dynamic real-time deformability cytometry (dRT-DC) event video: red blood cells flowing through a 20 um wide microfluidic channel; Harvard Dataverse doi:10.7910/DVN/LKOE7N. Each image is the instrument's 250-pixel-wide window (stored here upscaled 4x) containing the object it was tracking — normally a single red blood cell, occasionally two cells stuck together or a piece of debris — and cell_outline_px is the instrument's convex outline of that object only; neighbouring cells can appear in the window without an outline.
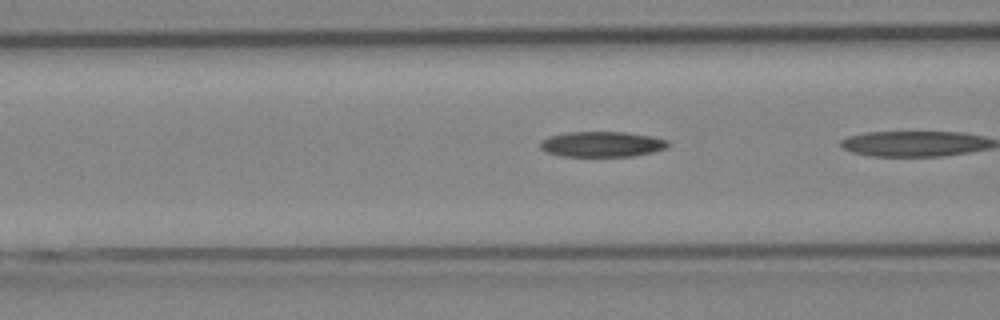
{"species": "Egyptian fruit bat (a non-hibernating species)", "species_latin": "Rousettus aegyptiacus", "temperature_condition": "cold", "stored_images_in_passage": 7, "camera_frame_rate_fps": 3000, "um_per_image_px": 0.085, "animal": {"sex": "female"}, "frame": {"image": 1, "passage_image": 6, "time_ms": 1.667, "image_size_px": [1000, 320], "cell_outline_px": [[668, 144], [664, 148], [652, 152], [632, 156], [564, 156], [544, 152], [540, 148], [540, 140], [548, 136], [564, 132], [624, 132], [652, 136], [668, 140]], "centroid_in_image_um": [51.1, 12.25], "position_along_channel_um": 115.5, "area_um2": 18.96}}